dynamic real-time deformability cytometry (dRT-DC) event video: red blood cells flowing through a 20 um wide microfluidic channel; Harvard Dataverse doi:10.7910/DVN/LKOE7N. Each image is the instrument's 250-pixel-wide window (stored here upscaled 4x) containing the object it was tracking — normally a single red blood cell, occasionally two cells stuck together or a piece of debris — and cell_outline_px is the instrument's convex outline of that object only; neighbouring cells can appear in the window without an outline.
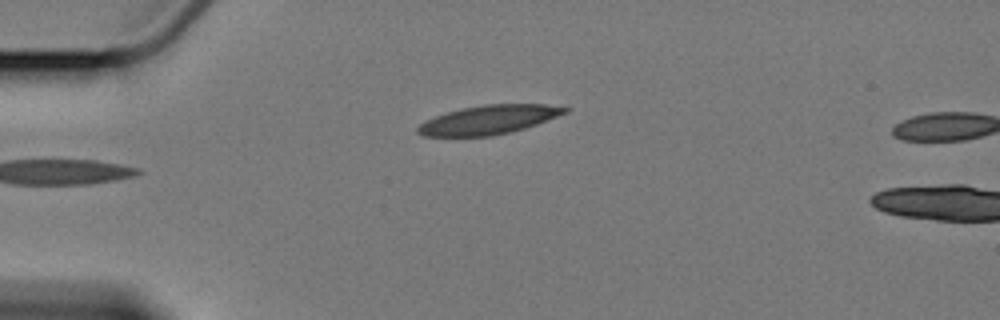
{"species": "Egyptian fruit bat (a non-hibernating species)", "species_latin": "Rousettus aegyptiacus", "temperature_condition": "cold", "stored_images_in_passage": 2, "camera_frame_rate_fps": 3000, "um_per_image_px": 0.085, "animal": {"sex": "female"}, "frame": {"image": 1, "passage_image": 1, "time_ms": 0.0, "image_size_px": [1000, 320], "cell_outline_px": [[572, 108], [568, 112], [536, 124], [524, 128], [492, 136], [424, 136], [416, 132], [416, 128], [424, 120], [460, 108], [484, 104], [544, 104]], "centroid_in_image_um": [41.53, 10.17], "position_along_channel_um": 43.5, "area_um2": 24.74}}